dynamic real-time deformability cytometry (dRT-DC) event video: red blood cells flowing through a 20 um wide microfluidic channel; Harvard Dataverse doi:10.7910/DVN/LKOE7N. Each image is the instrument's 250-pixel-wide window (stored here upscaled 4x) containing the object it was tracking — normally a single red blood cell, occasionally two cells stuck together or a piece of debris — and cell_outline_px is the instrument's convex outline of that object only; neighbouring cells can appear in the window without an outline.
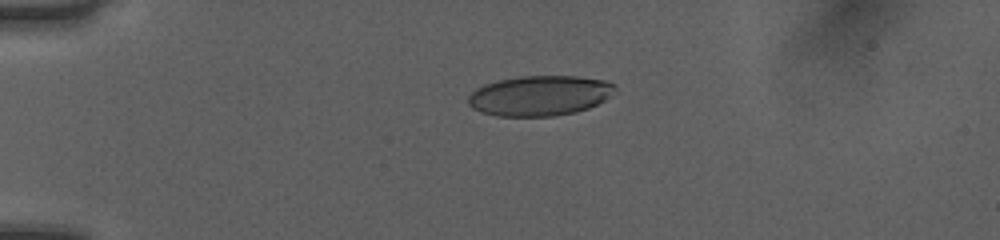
{"species": "human", "species_latin": "Homo sapiens", "temperature_condition": "room temperature", "stored_images_in_passage": 41, "camera_frame_rate_fps": 3000, "um_per_image_px": 0.085, "donor": {"sex": "female"}, "frame": {"image": 1, "passage_image": 3, "time_ms": 0.667, "image_size_px": [1000, 240], "cell_outline_px": [[616, 88], [604, 100], [588, 108], [576, 112], [552, 116], [496, 116], [480, 112], [472, 108], [468, 104], [468, 96], [476, 88], [484, 84], [500, 80], [520, 76], [576, 76], [608, 80]], "centroid_in_image_um": [45.84, 8.13], "position_along_channel_um": 39.2, "area_um2": 34.33}}
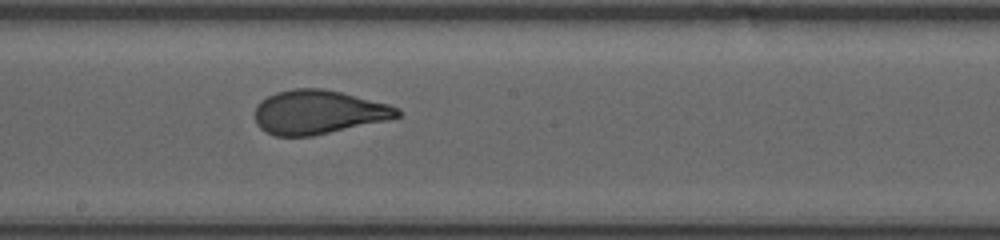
{"frame": {"image": 2, "passage_image": 20, "time_ms": 6.333, "image_size_px": [1000, 240], "cell_outline_px": [[400, 116], [388, 120], [312, 136], [276, 136], [264, 132], [256, 124], [256, 104], [260, 100], [276, 92], [292, 88], [324, 88], [388, 104], [400, 108]], "centroid_in_image_um": [27.03, 9.53], "position_along_channel_um": 221.2, "area_um2": 36.53}}
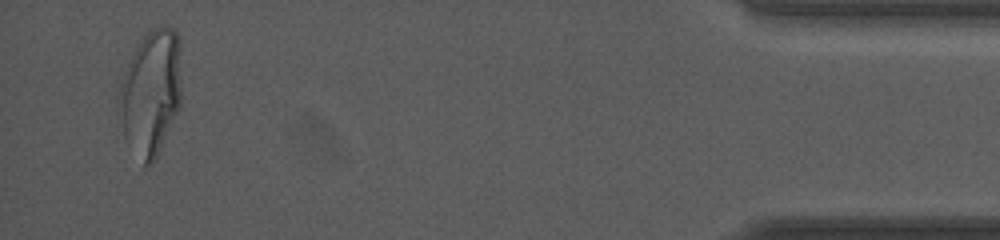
{"frame": {"image": 3, "passage_image": 40, "time_ms": 13.0, "image_size_px": [1000, 240], "cell_outline_px": [[180, 108], [152, 164], [144, 164], [124, 136], [116, 104], [116, 100], [120, 80], [140, 40], [152, 28], [160, 24], [168, 24], [180, 36]], "centroid_in_image_um": [12.82, 7.8], "position_along_channel_um": 422.4, "area_um2": 45.89}, "authors_computed_cell_mechanics": {"area_um2": 37.0498, "velocity_mm_per_s": 4.0612, "shape_relaxation_time_tau1_ms": 9.5243, "shape_relaxation_time_tau2_ms": null, "deformation_change_tau1": 0.2754, "deformation_change_tau2": null}}